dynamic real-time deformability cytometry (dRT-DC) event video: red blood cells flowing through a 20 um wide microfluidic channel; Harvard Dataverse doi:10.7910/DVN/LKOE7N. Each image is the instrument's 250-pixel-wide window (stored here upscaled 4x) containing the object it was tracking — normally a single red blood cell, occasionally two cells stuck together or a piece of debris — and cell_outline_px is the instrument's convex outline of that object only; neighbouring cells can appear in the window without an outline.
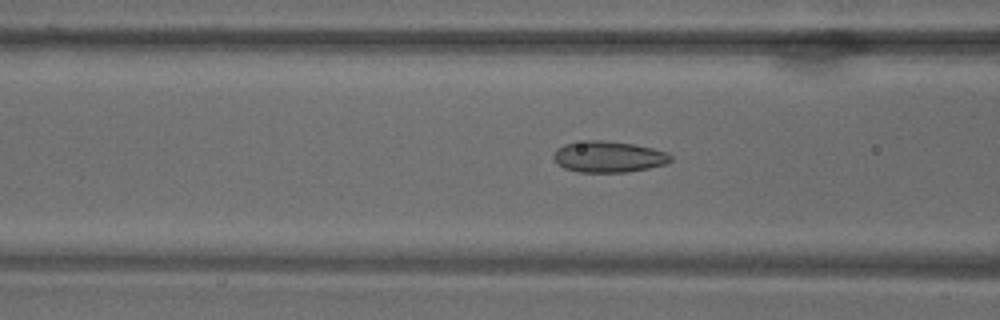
{"species": "common noctule bat (a hibernating species)", "species_latin": "Nyctalus noctula", "temperature_condition": "warm", "stored_images_in_passage": 70, "camera_frame_rate_fps": 3000, "um_per_image_px": 0.085, "animal": {"sex": "male", "body_mass_g": 18.8}, "frame": {"image": 1, "passage_image": 29, "time_ms": 9.333, "image_size_px": [1000, 320], "cell_outline_px": [[672, 160], [664, 164], [648, 168], [628, 172], [580, 172], [564, 168], [556, 164], [552, 156], [556, 148], [564, 144], [588, 140], [604, 140], [632, 144], [652, 148], [668, 152], [672, 156]], "centroid_in_image_um": [51.69, 13.32], "position_along_channel_um": 114.9, "area_um2": 21.39}}
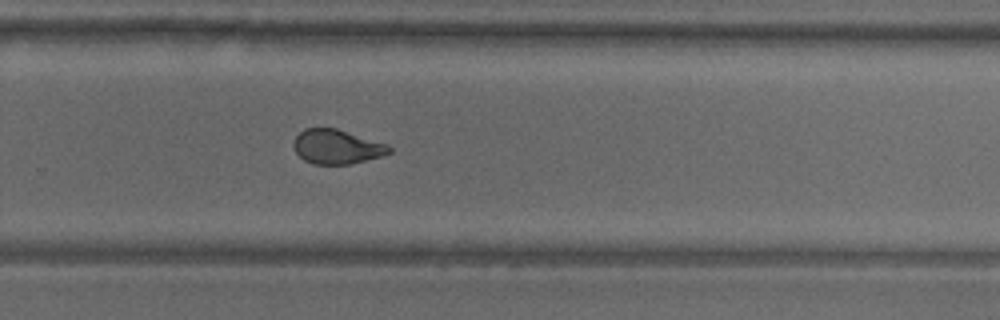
{"frame": {"image": 2, "passage_image": 48, "time_ms": 15.667, "image_size_px": [1000, 320], "cell_outline_px": [[392, 152], [380, 156], [348, 164], [312, 164], [304, 160], [296, 152], [292, 144], [296, 136], [304, 128], [336, 128], [388, 144], [392, 148]], "centroid_in_image_um": [28.61, 12.46], "position_along_channel_um": 301.2, "area_um2": 19.07}}
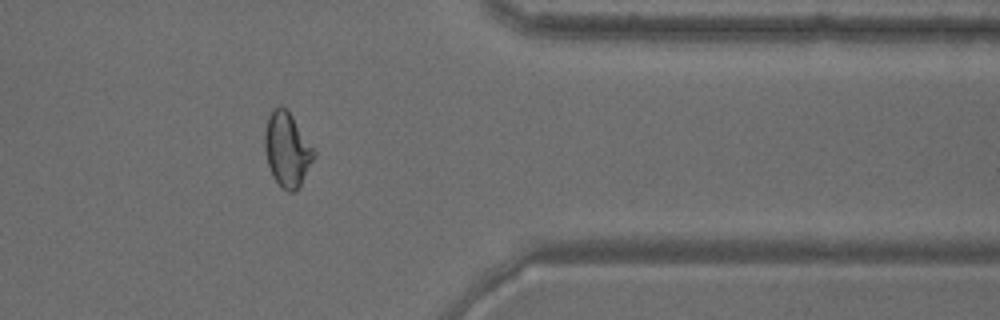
{"frame": {"image": 3, "passage_image": 58, "time_ms": 19.0, "image_size_px": [1000, 320], "cell_outline_px": [[316, 156], [300, 188], [292, 192], [288, 192], [280, 188], [272, 176], [268, 164], [264, 148], [264, 128], [268, 116], [272, 108], [280, 104], [288, 108], [316, 152]], "centroid_in_image_um": [24.4, 12.7], "position_along_channel_um": 387.0, "area_um2": 22.02}}